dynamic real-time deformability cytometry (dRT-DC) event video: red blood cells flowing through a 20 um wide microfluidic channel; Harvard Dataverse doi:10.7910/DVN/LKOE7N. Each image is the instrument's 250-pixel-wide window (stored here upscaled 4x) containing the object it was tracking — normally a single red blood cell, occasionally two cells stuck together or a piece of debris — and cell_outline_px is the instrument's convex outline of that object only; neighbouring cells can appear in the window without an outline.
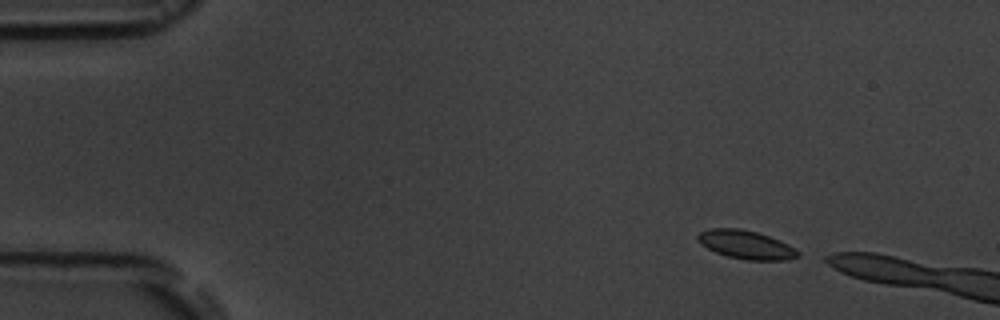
{"species": "common noctule bat (a hibernating species)", "species_latin": "Nyctalus noctula", "temperature_condition": "room temperature", "stored_images_in_passage": 3, "camera_frame_rate_fps": 3000, "um_per_image_px": 0.085, "animal": {"sex": "male", "body_mass_g": 19.5, "forearm_length_mm": 54.6}, "frame": {"image": 1, "passage_image": 1, "time_ms": 0.0, "image_size_px": [1000, 320], "cell_outline_px": [[800, 256], [788, 260], [744, 260], [728, 256], [716, 252], [700, 244], [696, 236], [700, 232], [712, 228], [740, 228], [756, 232], [780, 240], [796, 248], [800, 252]], "centroid_in_image_um": [63.44, 20.8], "position_along_channel_um": 21.6, "area_um2": 16.7}}